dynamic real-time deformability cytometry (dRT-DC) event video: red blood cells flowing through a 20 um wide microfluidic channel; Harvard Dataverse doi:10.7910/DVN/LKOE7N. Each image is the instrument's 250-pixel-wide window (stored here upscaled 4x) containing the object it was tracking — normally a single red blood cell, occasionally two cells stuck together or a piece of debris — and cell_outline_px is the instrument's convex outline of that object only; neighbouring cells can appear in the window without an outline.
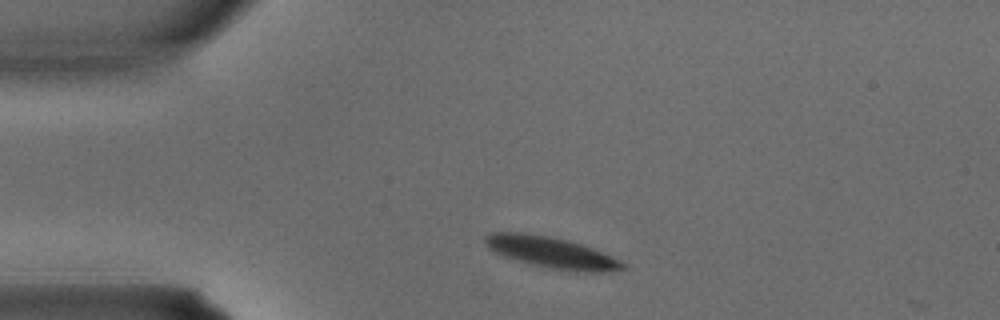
{"species": "common noctule bat (a hibernating species)", "species_latin": "Nyctalus noctula", "temperature_condition": "warm", "stored_images_in_passage": 2, "camera_frame_rate_fps": 3000, "um_per_image_px": 0.085, "animal": {"sex": "male", "body_mass_g": 15.6}, "frame": {"image": 1, "passage_image": 1, "time_ms": 0.0, "image_size_px": [1000, 320], "cell_outline_px": [[628, 268], [608, 272], [576, 272], [552, 268], [532, 264], [504, 256], [488, 248], [484, 244], [484, 236], [492, 232], [524, 232], [548, 236], [568, 240], [592, 248], [620, 260], [628, 264]], "centroid_in_image_um": [46.9, 21.46], "position_along_channel_um": 38.1, "area_um2": 25.03}}